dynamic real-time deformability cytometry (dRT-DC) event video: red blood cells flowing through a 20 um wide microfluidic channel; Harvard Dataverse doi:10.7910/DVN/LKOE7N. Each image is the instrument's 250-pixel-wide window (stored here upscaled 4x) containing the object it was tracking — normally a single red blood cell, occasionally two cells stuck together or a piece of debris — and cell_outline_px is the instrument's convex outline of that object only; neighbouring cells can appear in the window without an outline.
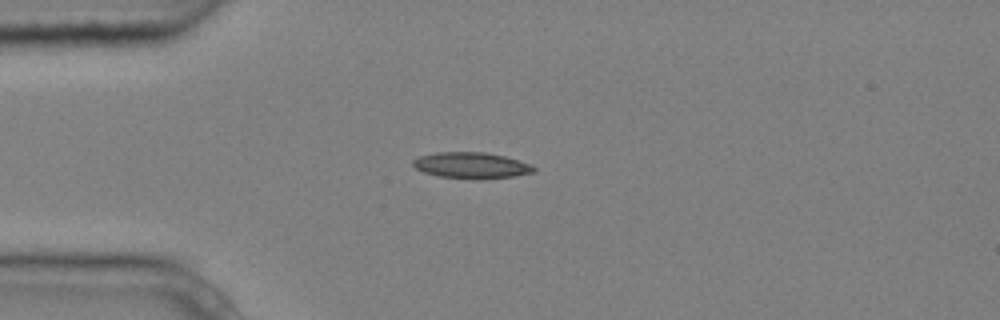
{"species": "common noctule bat (a hibernating species)", "species_latin": "Nyctalus noctula", "temperature_condition": "cold", "stored_images_in_passage": 4, "camera_frame_rate_fps": 3000, "um_per_image_px": 0.085, "animal": {"sex": "male", "body_mass_g": 20.4}, "frame": {"image": 1, "passage_image": 3, "time_ms": 0.667, "image_size_px": [1000, 320], "cell_outline_px": [[536, 172], [512, 176], [476, 180], [440, 176], [424, 172], [416, 168], [412, 164], [412, 160], [420, 156], [436, 152], [484, 152], [504, 156], [532, 164], [536, 168]], "centroid_in_image_um": [40.08, 14.06], "position_along_channel_um": 44.9, "area_um2": 18.44}}